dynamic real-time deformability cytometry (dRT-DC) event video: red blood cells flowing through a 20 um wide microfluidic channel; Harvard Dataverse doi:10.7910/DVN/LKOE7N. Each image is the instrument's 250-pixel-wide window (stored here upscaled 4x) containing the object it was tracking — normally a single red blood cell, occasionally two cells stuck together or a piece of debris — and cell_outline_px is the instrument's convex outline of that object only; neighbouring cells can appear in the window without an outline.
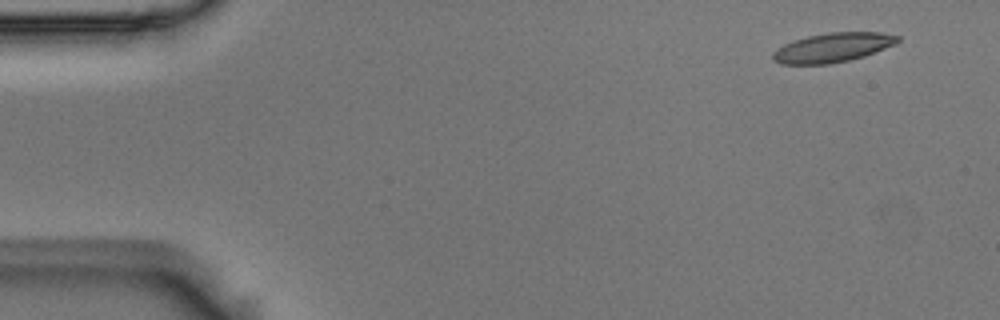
{"species": "Egyptian fruit bat (a non-hibernating species)", "species_latin": "Rousettus aegyptiacus", "temperature_condition": "room temperature", "stored_images_in_passage": 10, "camera_frame_rate_fps": 3000, "um_per_image_px": 0.085, "animal": {"sex": "male"}, "frame": {"image": 1, "passage_image": 1, "time_ms": 0.0, "image_size_px": [1000, 320], "cell_outline_px": [[900, 40], [896, 44], [864, 56], [848, 60], [828, 64], [780, 64], [772, 60], [772, 52], [776, 48], [792, 40], [808, 36], [828, 32], [880, 32], [900, 36]], "centroid_in_image_um": [70.75, 4.04], "position_along_channel_um": 14.2, "area_um2": 21.44}}
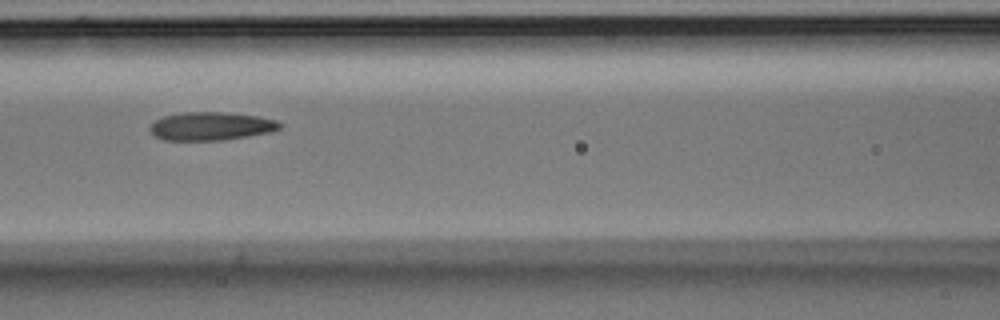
{"frame": {"image": 2, "passage_image": 6, "time_ms": 1.667, "image_size_px": [1000, 320], "cell_outline_px": [[284, 124], [280, 128], [272, 132], [224, 140], [164, 140], [156, 136], [148, 128], [156, 120], [164, 116], [180, 112], [224, 112], [260, 116], [276, 120]], "centroid_in_image_um": [17.98, 10.72], "position_along_channel_um": 148.6, "area_um2": 21.5}}
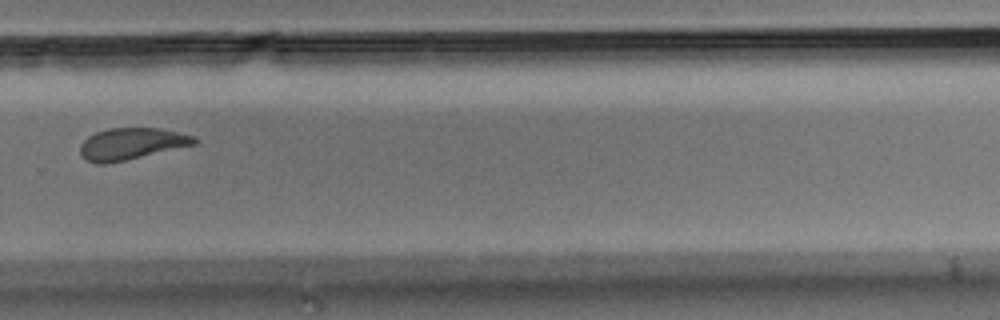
{"frame": {"image": 3, "passage_image": 10, "time_ms": 3.0, "image_size_px": [1000, 320], "cell_outline_px": [[196, 144], [124, 160], [104, 164], [96, 164], [84, 160], [80, 152], [80, 144], [88, 136], [96, 132], [108, 128], [160, 128], [196, 136]], "centroid_in_image_um": [11.13, 12.22], "position_along_channel_um": 318.7, "area_um2": 20.98}}